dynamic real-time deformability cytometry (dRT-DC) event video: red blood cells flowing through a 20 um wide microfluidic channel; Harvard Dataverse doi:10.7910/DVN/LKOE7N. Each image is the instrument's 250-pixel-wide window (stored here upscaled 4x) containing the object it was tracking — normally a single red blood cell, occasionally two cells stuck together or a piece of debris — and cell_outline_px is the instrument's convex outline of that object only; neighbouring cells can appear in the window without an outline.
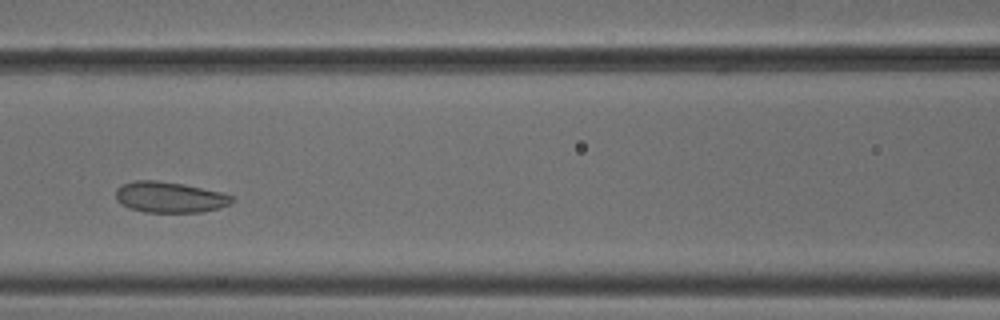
{"species": "common noctule bat (a hibernating species)", "species_latin": "Nyctalus noctula", "temperature_condition": "cold", "stored_images_in_passage": 8, "camera_frame_rate_fps": 3000, "um_per_image_px": 0.085, "animal": {"sex": "male", "body_mass_g": 18.8}, "frame": {"image": 1, "passage_image": 5, "time_ms": 1.333, "image_size_px": [1000, 320], "cell_outline_px": [[236, 200], [220, 208], [204, 212], [144, 212], [128, 208], [116, 200], [116, 188], [120, 184], [136, 180], [156, 180], [184, 184], [224, 192], [236, 196]], "centroid_in_image_um": [14.46, 16.75], "position_along_channel_um": 152.1, "area_um2": 21.33}}
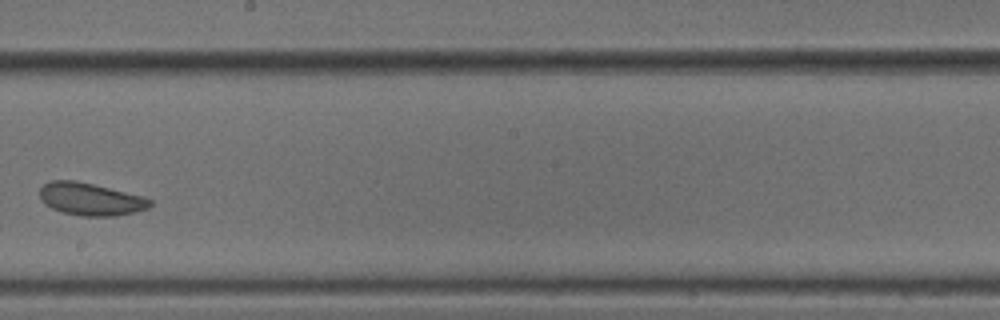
{"frame": {"image": 2, "passage_image": 7, "time_ms": 2.0, "image_size_px": [1000, 320], "cell_outline_px": [[152, 204], [148, 208], [136, 212], [116, 216], [84, 216], [64, 212], [52, 208], [44, 204], [40, 200], [40, 188], [44, 184], [52, 180], [76, 180], [144, 196], [152, 200]], "centroid_in_image_um": [7.71, 16.92], "position_along_channel_um": 240.5, "area_um2": 20.98}}
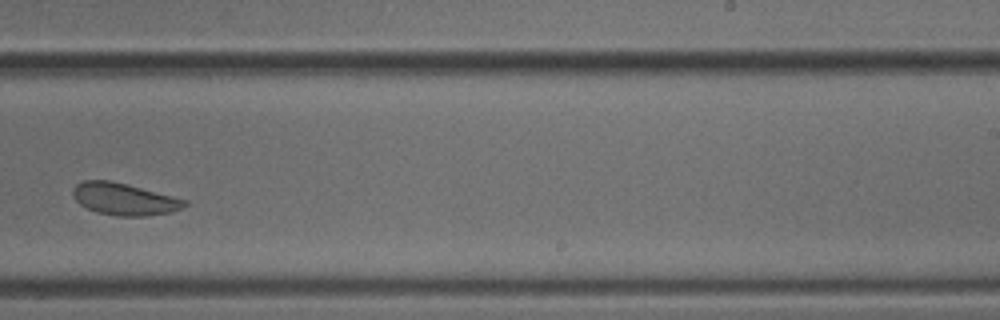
{"frame": {"image": 3, "passage_image": 8, "time_ms": 2.333, "image_size_px": [1000, 320], "cell_outline_px": [[188, 204], [184, 208], [172, 212], [144, 216], [120, 216], [96, 212], [80, 204], [72, 196], [72, 188], [76, 184], [84, 180], [108, 180], [188, 200]], "centroid_in_image_um": [10.55, 16.93], "position_along_channel_um": 278.4, "area_um2": 20.69}}